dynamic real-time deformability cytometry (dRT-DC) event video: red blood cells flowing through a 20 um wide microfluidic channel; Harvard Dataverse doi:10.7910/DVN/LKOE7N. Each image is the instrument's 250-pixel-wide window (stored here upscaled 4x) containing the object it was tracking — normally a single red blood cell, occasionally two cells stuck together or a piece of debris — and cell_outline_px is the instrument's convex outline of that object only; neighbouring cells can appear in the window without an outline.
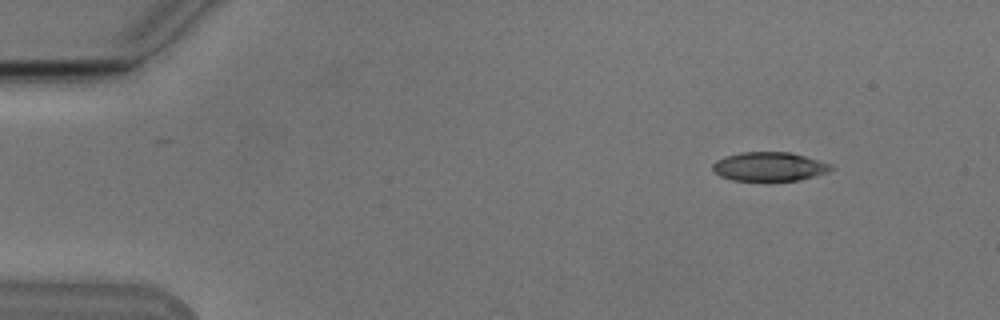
{"species": "Egyptian fruit bat (a non-hibernating species)", "species_latin": "Rousettus aegyptiacus", "temperature_condition": "cold", "stored_images_in_passage": 49, "camera_frame_rate_fps": 3000, "um_per_image_px": 0.085, "animal": {"sex": "male"}, "frame": {"image": 1, "passage_image": 1, "time_ms": 0.0, "image_size_px": [1000, 320], "cell_outline_px": [[836, 168], [828, 172], [800, 180], [732, 180], [720, 176], [712, 168], [712, 164], [716, 160], [724, 156], [740, 152], [788, 152], [804, 156], [832, 164]], "centroid_in_image_um": [65.4, 14.15], "position_along_channel_um": 19.6, "area_um2": 19.94}}
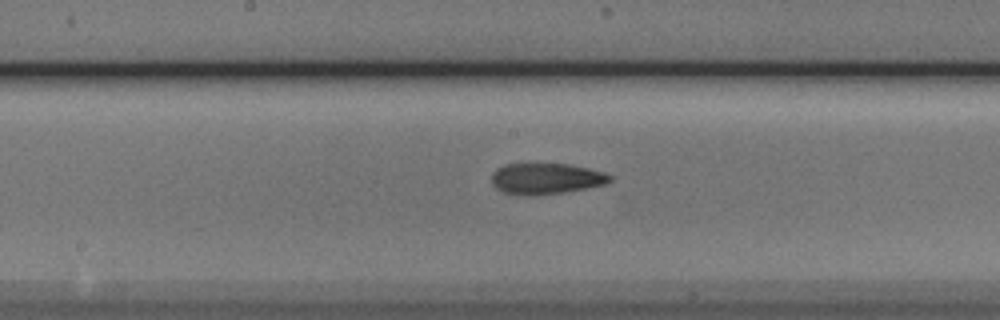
{"frame": {"image": 2, "passage_image": 23, "time_ms": 7.333, "image_size_px": [1000, 320], "cell_outline_px": [[612, 180], [604, 184], [564, 192], [536, 196], [528, 196], [504, 192], [496, 188], [492, 184], [492, 172], [496, 168], [504, 164], [568, 164], [588, 168], [604, 172], [612, 176]], "centroid_in_image_um": [46.38, 15.18], "position_along_channel_um": 201.8, "area_um2": 21.39}}
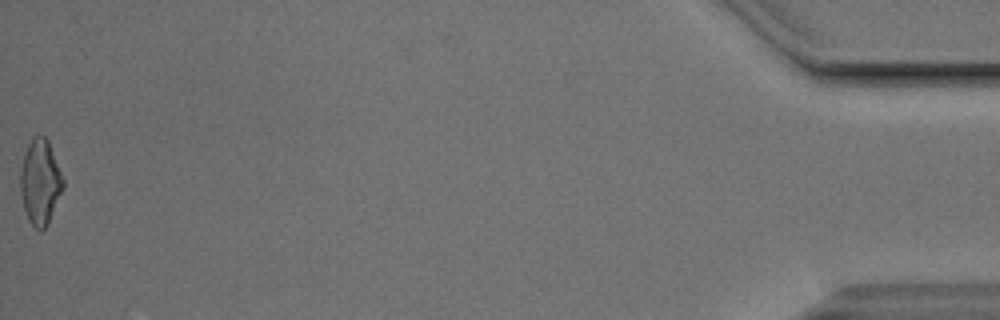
{"frame": {"image": 3, "passage_image": 49, "time_ms": 16.0, "image_size_px": [1000, 320], "cell_outline_px": [[64, 188], [48, 224], [40, 232], [28, 220], [24, 208], [20, 188], [20, 168], [24, 152], [32, 136], [44, 136], [48, 140], [64, 180]], "centroid_in_image_um": [3.41, 15.47], "position_along_channel_um": 431.8, "area_um2": 21.27}, "authors_computed_cell_mechanics": {"area_um2": 21.1548, "velocity_mm_per_s": 3.7986, "shape_relaxation_time_tau1_ms": 6.4899, "shape_relaxation_time_tau2_ms": 4.1137, "deformation_change_tau1": 0.1732, "deformation_change_tau2": 0.1288}}